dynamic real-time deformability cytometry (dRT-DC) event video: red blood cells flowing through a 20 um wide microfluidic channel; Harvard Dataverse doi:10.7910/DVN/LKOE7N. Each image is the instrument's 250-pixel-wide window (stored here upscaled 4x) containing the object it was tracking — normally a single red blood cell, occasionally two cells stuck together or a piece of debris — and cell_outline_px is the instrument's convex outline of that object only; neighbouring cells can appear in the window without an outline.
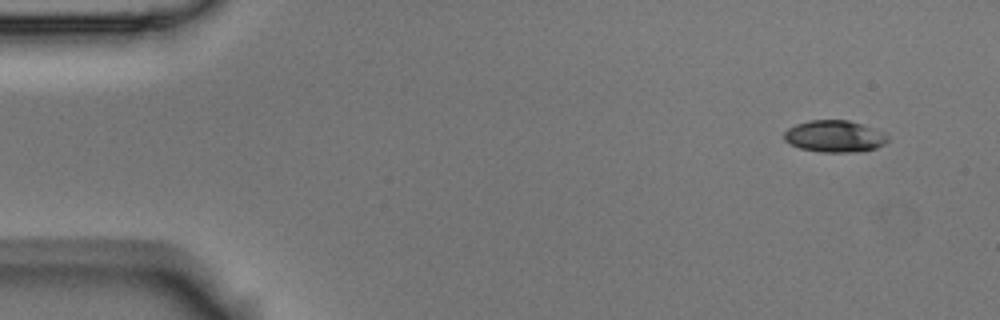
{"species": "Egyptian fruit bat (a non-hibernating species)", "species_latin": "Rousettus aegyptiacus", "temperature_condition": "room temperature", "stored_images_in_passage": 4, "camera_frame_rate_fps": 3000, "um_per_image_px": 0.085, "animal": {"sex": "male"}, "frame": {"image": 1, "passage_image": 1, "time_ms": 0.0, "image_size_px": [1000, 320], "cell_outline_px": [[888, 140], [884, 144], [876, 148], [856, 152], [820, 152], [800, 148], [788, 144], [784, 140], [784, 132], [788, 128], [796, 124], [808, 120], [848, 120], [864, 124], [876, 128], [884, 132], [888, 136]], "centroid_in_image_um": [70.94, 11.58], "position_along_channel_um": 14.1, "area_um2": 19.48}}
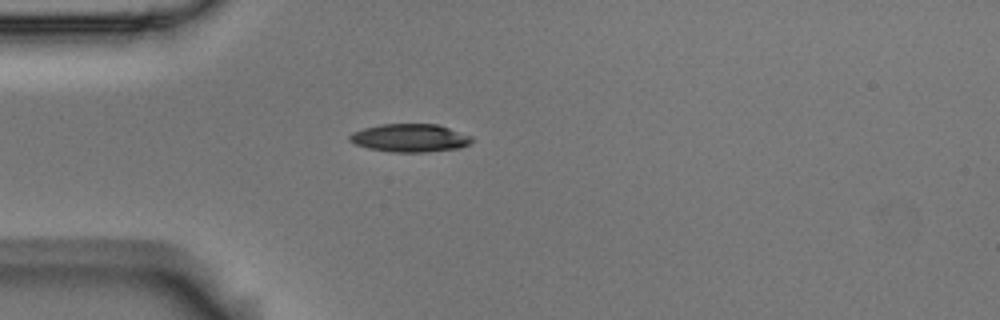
{"frame": {"image": 2, "passage_image": 4, "time_ms": 1.0, "image_size_px": [1000, 320], "cell_outline_px": [[472, 140], [468, 144], [460, 148], [428, 152], [392, 152], [368, 148], [356, 144], [348, 140], [348, 136], [352, 132], [364, 128], [380, 124], [436, 124], [472, 136]], "centroid_in_image_um": [34.82, 11.73], "position_along_channel_um": 50.2, "area_um2": 19.94}}